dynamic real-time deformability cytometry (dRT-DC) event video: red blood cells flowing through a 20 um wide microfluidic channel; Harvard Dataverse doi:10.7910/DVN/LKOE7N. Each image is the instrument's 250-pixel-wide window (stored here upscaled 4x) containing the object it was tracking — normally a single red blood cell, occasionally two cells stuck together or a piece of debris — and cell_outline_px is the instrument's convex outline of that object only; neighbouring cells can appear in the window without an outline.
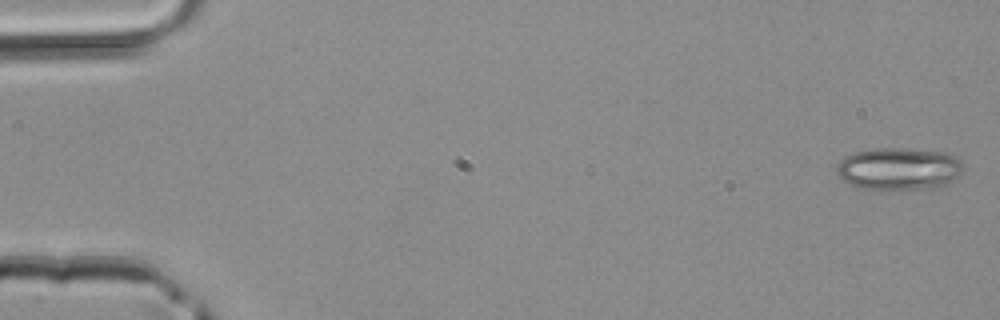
{"species": "common noctule bat (a hibernating species)", "species_latin": "Nyctalus noctula", "temperature_condition": "room temperature", "stored_images_in_passage": 5, "camera_frame_rate_fps": 3000, "um_per_image_px": 0.085, "animal": {"sex": "male", "body_mass_g": 20.4}, "frame": {"image": 1, "passage_image": 1, "time_ms": 0.0, "image_size_px": [1000, 320], "cell_outline_px": [[964, 168], [956, 176], [944, 184], [936, 188], [864, 188], [840, 180], [836, 172], [836, 164], [844, 156], [852, 152], [876, 148], [904, 148], [944, 152], [956, 156], [964, 164]], "centroid_in_image_um": [76.36, 14.31], "position_along_channel_um": 8.6, "area_um2": 31.04}}